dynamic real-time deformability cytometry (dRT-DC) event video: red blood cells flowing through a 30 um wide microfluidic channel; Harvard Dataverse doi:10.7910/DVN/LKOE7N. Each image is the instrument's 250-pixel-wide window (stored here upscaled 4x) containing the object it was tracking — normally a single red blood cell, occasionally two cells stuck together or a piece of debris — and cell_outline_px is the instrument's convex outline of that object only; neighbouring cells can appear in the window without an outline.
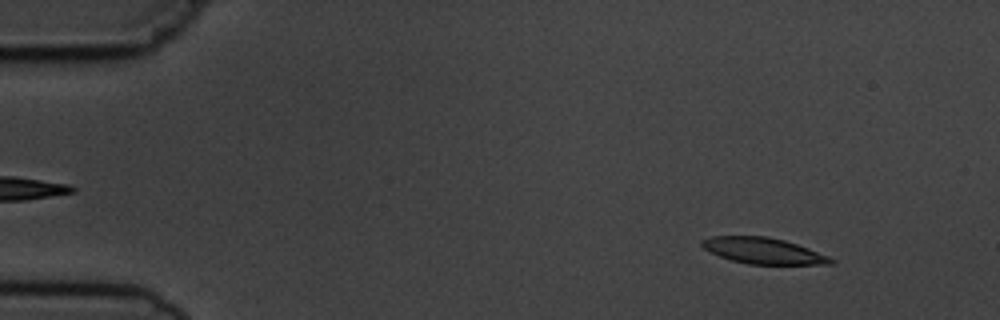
{"species": "common noctule bat (a hibernating species)", "species_latin": "Nyctalus noctula", "temperature_condition": "cold", "stored_images_in_passage": 5, "segment_of_instrument_passage": [1, 2], "camera_frame_rate_fps": 3000, "um_per_image_px": 0.085, "animal": {"sex": "male", "body_mass_g": 19.5, "forearm_length_mm": 54.6}, "frame": {"image": 1, "passage_image": 1, "time_ms": 0.0, "image_size_px": [1000, 320], "cell_outline_px": [[836, 260], [832, 264], [748, 264], [732, 260], [720, 256], [704, 248], [700, 244], [700, 240], [712, 236], [768, 236], [784, 240], [808, 248], [828, 256]], "centroid_in_image_um": [64.87, 21.31], "position_along_channel_um": 20.1, "area_um2": 19.42}}
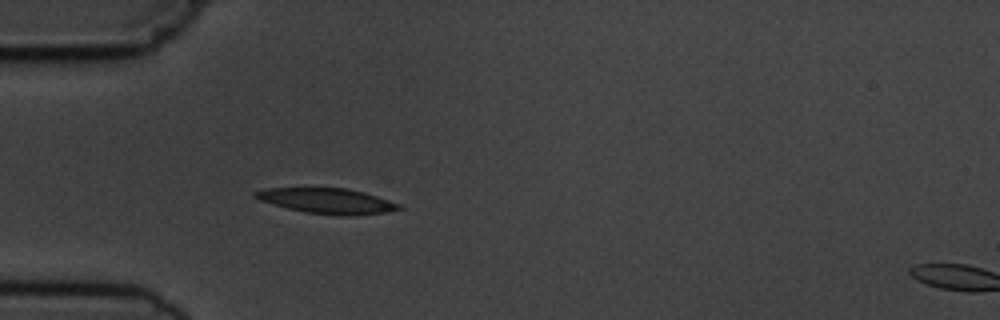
{"frame": {"image": 2, "passage_image": 4, "time_ms": 3.333, "image_size_px": [1000, 320], "cell_outline_px": [[404, 208], [388, 212], [348, 216], [340, 216], [304, 212], [288, 208], [260, 200], [252, 196], [252, 192], [264, 188], [348, 188], [364, 192], [400, 204]], "centroid_in_image_um": [27.81, 17.08], "position_along_channel_um": 57.2, "area_um2": 21.27}}